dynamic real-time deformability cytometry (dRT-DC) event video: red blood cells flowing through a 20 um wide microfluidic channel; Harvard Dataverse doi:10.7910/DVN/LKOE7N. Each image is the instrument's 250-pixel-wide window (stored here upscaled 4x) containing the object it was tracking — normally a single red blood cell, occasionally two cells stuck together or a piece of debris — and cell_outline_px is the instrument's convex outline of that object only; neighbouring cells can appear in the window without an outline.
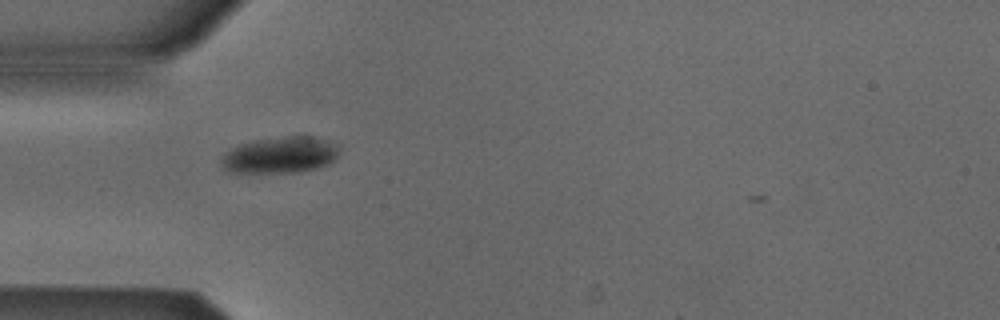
{"species": "Egyptian fruit bat (a non-hibernating species)", "species_latin": "Rousettus aegyptiacus", "temperature_condition": "cold", "stored_images_in_passage": 35, "camera_frame_rate_fps": 3000, "um_per_image_px": 0.085, "animal": {"sex": "male"}, "frame": {"image": 1, "passage_image": 1, "time_ms": 0.0, "image_size_px": [1000, 320], "cell_outline_px": [[340, 144], [336, 156], [328, 164], [316, 168], [296, 172], [228, 172], [220, 164], [220, 160], [224, 152], [240, 144], [252, 140], [288, 136], [312, 136], [328, 140]], "centroid_in_image_um": [23.8, 13.16], "position_along_channel_um": 61.2, "area_um2": 25.09}}
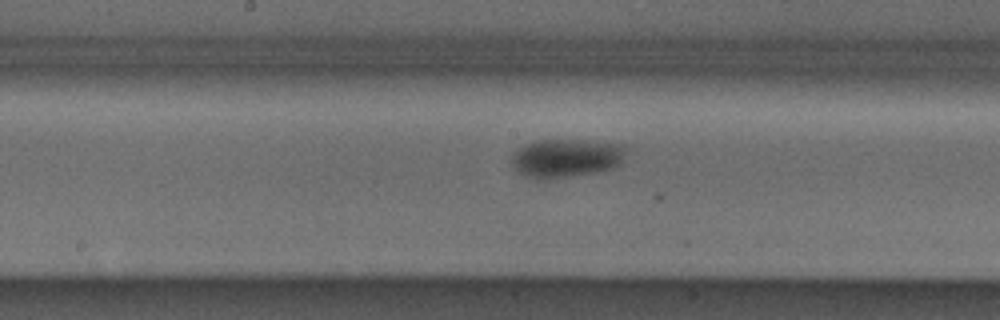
{"frame": {"image": 2, "passage_image": 12, "time_ms": 3.667, "image_size_px": [1000, 320], "cell_outline_px": [[632, 148], [620, 164], [616, 168], [596, 172], [540, 180], [536, 180], [524, 176], [512, 164], [512, 156], [520, 148], [536, 140], [584, 140], [624, 144]], "centroid_in_image_um": [48.24, 13.43], "position_along_channel_um": 200.0, "area_um2": 26.01}}
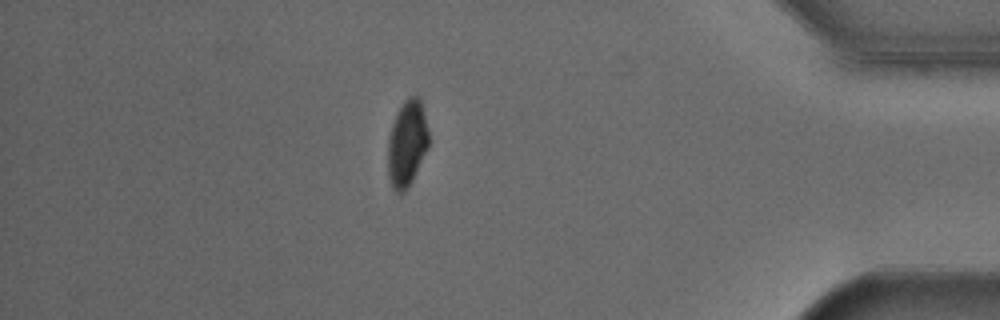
{"frame": {"image": 3, "passage_image": 31, "time_ms": 10.0, "image_size_px": [1000, 320], "cell_outline_px": [[428, 148], [412, 180], [404, 192], [396, 192], [392, 188], [388, 176], [388, 140], [392, 124], [396, 112], [404, 100], [408, 96], [420, 96], [428, 132]], "centroid_in_image_um": [34.58, 12.17], "position_along_channel_um": 400.6, "area_um2": 20.46}}